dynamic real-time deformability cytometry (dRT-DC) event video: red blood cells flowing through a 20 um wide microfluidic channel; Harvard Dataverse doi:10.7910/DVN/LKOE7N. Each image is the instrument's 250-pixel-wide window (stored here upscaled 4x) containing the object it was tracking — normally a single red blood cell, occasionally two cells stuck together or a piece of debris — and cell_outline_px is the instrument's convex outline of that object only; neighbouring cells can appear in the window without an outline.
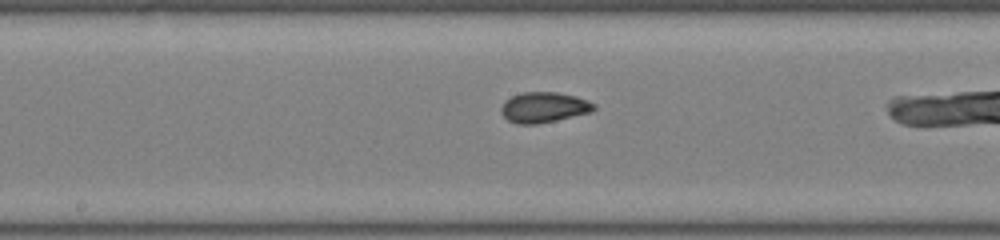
{"species": "common noctule bat (a hibernating species)", "species_latin": "Nyctalus noctula", "temperature_condition": "room temperature", "stored_images_in_passage": 31, "camera_frame_rate_fps": 3000, "um_per_image_px": 0.085, "animal": {"sex": "male", "body_mass_g": 19.0, "forearm_length_mm": 50.8}, "frame": {"image": 1, "passage_image": 18, "time_ms": 5.667, "image_size_px": [1000, 240], "cell_outline_px": [[596, 108], [592, 112], [556, 120], [536, 124], [516, 124], [508, 120], [500, 112], [500, 108], [504, 100], [520, 92], [556, 92], [576, 96], [588, 100], [596, 104]], "centroid_in_image_um": [46.22, 9.12], "position_along_channel_um": 202.0, "area_um2": 16.65}}
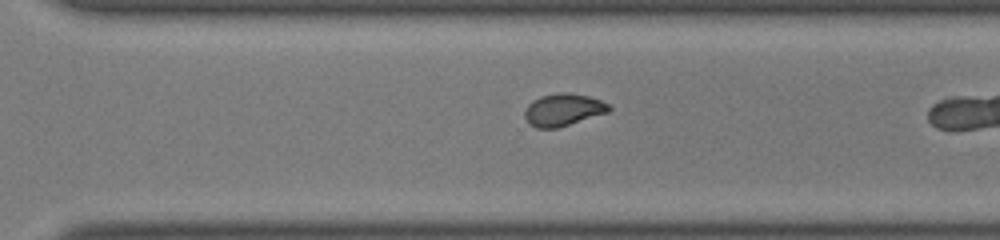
{"frame": {"image": 2, "passage_image": 27, "time_ms": 8.667, "image_size_px": [1000, 240], "cell_outline_px": [[612, 108], [608, 112], [556, 128], [536, 128], [528, 124], [524, 116], [524, 112], [528, 104], [532, 100], [540, 96], [560, 92], [568, 92], [588, 96], [600, 100], [608, 104]], "centroid_in_image_um": [47.83, 9.32], "position_along_channel_um": 322.8, "area_um2": 15.84}}